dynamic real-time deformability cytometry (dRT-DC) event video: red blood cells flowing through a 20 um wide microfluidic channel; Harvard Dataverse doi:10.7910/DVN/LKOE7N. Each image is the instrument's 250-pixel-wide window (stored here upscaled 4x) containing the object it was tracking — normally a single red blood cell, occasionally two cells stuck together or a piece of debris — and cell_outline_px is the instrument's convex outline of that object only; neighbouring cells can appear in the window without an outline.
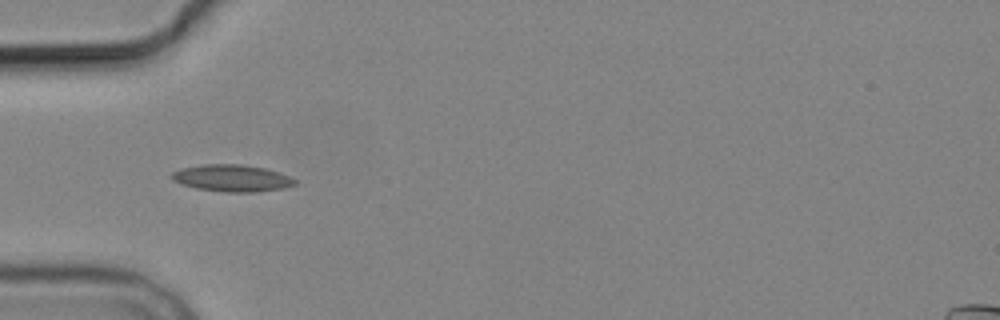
{"species": "common noctule bat (a hibernating species)", "species_latin": "Nyctalus noctula", "temperature_condition": "cold", "stored_images_in_passage": 4, "camera_frame_rate_fps": 3000, "um_per_image_px": 0.085, "animal": {"sex": "male", "body_mass_g": 19.2, "forearm_length_mm": 51.8}, "frame": {"image": 1, "passage_image": 1, "time_ms": 0.0, "image_size_px": [1000, 320], "cell_outline_px": [[296, 184], [284, 188], [256, 192], [224, 192], [196, 188], [172, 180], [172, 172], [180, 168], [204, 164], [240, 164], [264, 168], [280, 172], [296, 180]], "centroid_in_image_um": [19.73, 15.14], "position_along_channel_um": 65.3, "area_um2": 19.25}}
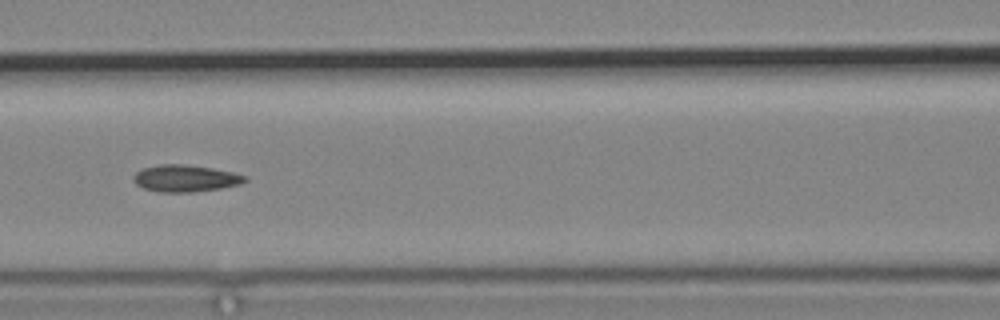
{"frame": {"image": 2, "passage_image": 3, "time_ms": 2.333, "image_size_px": [1000, 320], "cell_outline_px": [[248, 180], [240, 184], [220, 188], [192, 192], [160, 192], [144, 188], [136, 184], [132, 180], [132, 176], [136, 172], [144, 168], [160, 164], [184, 164], [212, 168], [232, 172], [248, 176]], "centroid_in_image_um": [15.75, 15.16], "position_along_channel_um": 150.8, "area_um2": 17.46}}
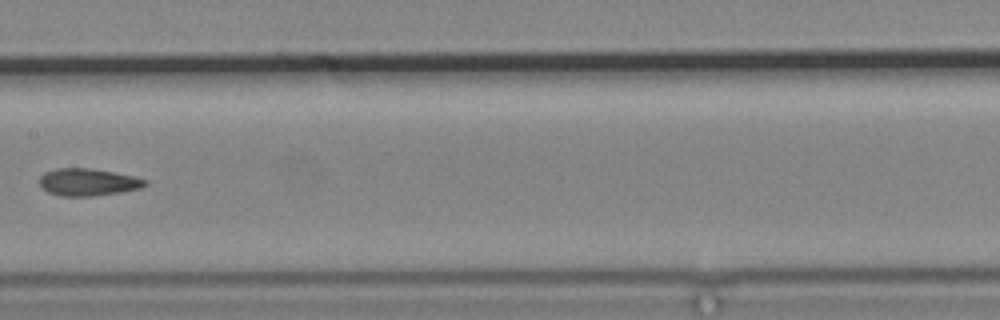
{"frame": {"image": 3, "passage_image": 4, "time_ms": 3.667, "image_size_px": [1000, 320], "cell_outline_px": [[148, 184], [140, 188], [120, 192], [92, 196], [60, 196], [48, 192], [40, 184], [40, 176], [44, 172], [56, 168], [92, 168], [132, 176], [148, 180]], "centroid_in_image_um": [7.47, 15.48], "position_along_channel_um": 199.9, "area_um2": 16.7}}